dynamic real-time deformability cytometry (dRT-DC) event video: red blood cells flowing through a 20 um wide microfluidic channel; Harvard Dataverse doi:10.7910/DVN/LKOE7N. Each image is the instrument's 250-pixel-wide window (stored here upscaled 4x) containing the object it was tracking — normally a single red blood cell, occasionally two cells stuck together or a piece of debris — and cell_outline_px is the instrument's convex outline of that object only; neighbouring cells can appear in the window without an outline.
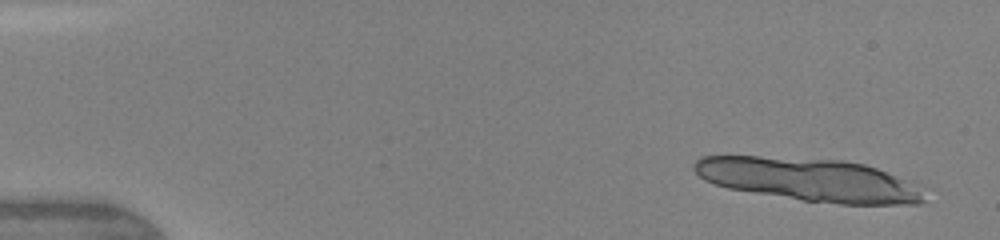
{"species": "human", "species_latin": "Homo sapiens", "temperature_condition": "warm", "stored_images_in_passage": 6, "camera_frame_rate_fps": 3000, "um_per_image_px": 0.085, "donor": {"sex": "female"}, "frame": {"image": 1, "passage_image": 1, "time_ms": 0.0, "image_size_px": [1000, 240], "cell_outline_px": [[924, 200], [920, 204], [840, 204], [804, 200], [728, 188], [704, 180], [692, 168], [692, 164], [700, 156], [760, 156], [844, 160], [864, 164], [876, 168], [904, 180]], "centroid_in_image_um": [68.62, 15.25], "position_along_channel_um": 16.4, "area_um2": 56.59}}